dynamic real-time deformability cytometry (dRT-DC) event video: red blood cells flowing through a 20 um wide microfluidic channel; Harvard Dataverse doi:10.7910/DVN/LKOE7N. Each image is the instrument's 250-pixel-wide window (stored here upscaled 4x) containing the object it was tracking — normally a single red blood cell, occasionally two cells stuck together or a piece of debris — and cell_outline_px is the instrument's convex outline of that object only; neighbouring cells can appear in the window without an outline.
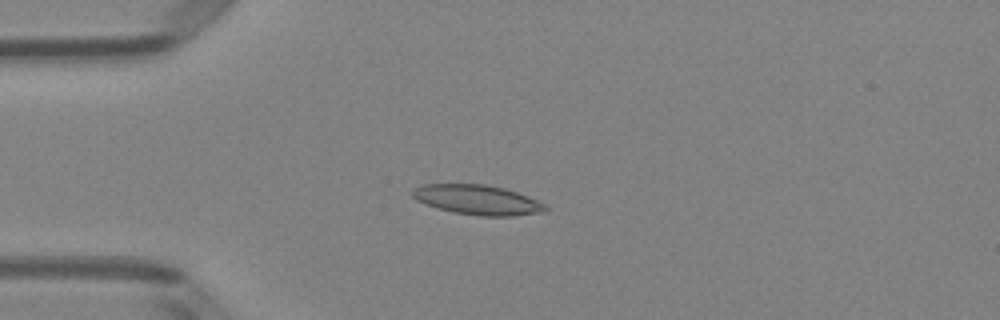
{"species": "Egyptian fruit bat (a non-hibernating species)", "species_latin": "Rousettus aegyptiacus", "temperature_condition": "room temperature", "stored_images_in_passage": 51, "camera_frame_rate_fps": 3000, "um_per_image_px": 0.085, "animal": {"sex": "female"}, "frame": {"image": 1, "passage_image": 13, "time_ms": 4.0, "image_size_px": [1000, 320], "cell_outline_px": [[548, 208], [544, 212], [512, 216], [480, 216], [456, 212], [440, 208], [416, 200], [412, 196], [412, 188], [420, 184], [484, 184], [504, 188], [528, 196], [544, 204]], "centroid_in_image_um": [40.58, 16.97], "position_along_channel_um": 44.4, "area_um2": 22.89}}
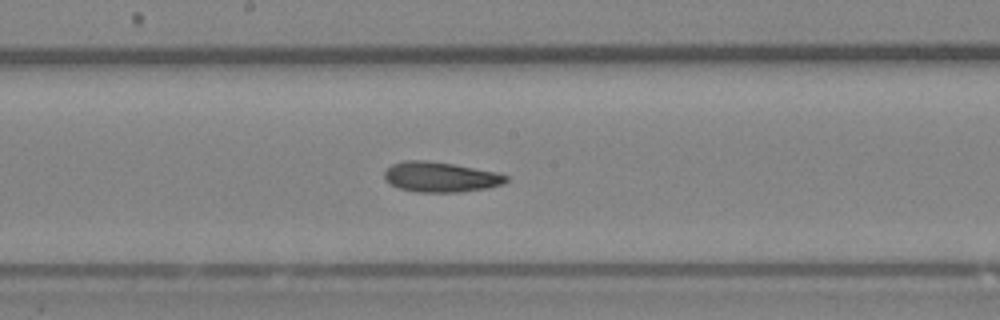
{"frame": {"image": 2, "passage_image": 27, "time_ms": 8.667, "image_size_px": [1000, 320], "cell_outline_px": [[508, 180], [504, 184], [488, 188], [460, 192], [416, 192], [400, 188], [388, 184], [384, 180], [384, 172], [392, 164], [404, 160], [428, 160], [500, 172], [508, 176]], "centroid_in_image_um": [37.45, 15.04], "position_along_channel_um": 210.7, "area_um2": 21.68}}
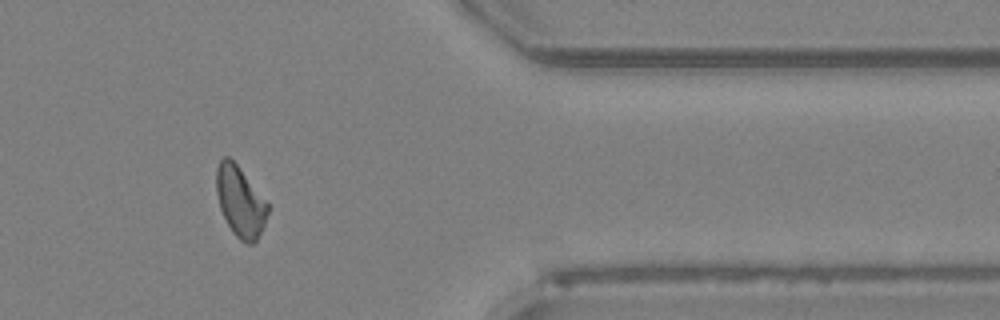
{"frame": {"image": 3, "passage_image": 42, "time_ms": 13.667, "image_size_px": [1000, 320], "cell_outline_px": [[268, 212], [264, 224], [256, 240], [252, 244], [244, 244], [232, 232], [220, 208], [216, 192], [216, 168], [220, 160], [224, 156], [228, 156], [236, 164], [268, 204]], "centroid_in_image_um": [20.39, 17.15], "position_along_channel_um": 391.0, "area_um2": 20.69}, "authors_computed_cell_mechanics": {"area_um2": 21.675, "velocity_mm_per_s": 4.0049, "shape_relaxation_time_tau1_ms": 8.99, "shape_relaxation_time_tau2_ms": 4.319, "deformation_change_tau1": 0.1724, "deformation_change_tau2": 0.1298}}